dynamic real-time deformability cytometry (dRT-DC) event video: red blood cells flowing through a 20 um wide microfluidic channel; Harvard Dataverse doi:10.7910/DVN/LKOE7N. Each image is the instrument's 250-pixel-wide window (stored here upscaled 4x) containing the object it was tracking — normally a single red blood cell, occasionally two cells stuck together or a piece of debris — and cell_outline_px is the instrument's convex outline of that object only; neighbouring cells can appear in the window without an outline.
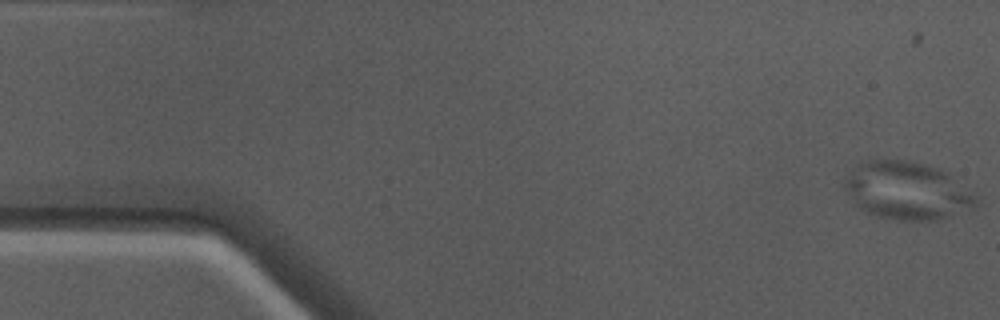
{"species": "Egyptian fruit bat (a non-hibernating species)", "species_latin": "Rousettus aegyptiacus", "temperature_condition": "warm", "stored_images_in_passage": 50, "camera_frame_rate_fps": 3000, "um_per_image_px": 0.085, "animal": {"sex": "male"}, "frame": {"image": 1, "passage_image": 1, "time_ms": 0.0, "image_size_px": [1000, 320], "cell_outline_px": [[976, 208], [936, 220], [896, 220], [876, 216], [864, 212], [848, 196], [844, 188], [844, 180], [860, 160], [904, 160], [924, 164], [940, 168], [972, 192], [976, 196]], "centroid_in_image_um": [77.07, 16.22], "position_along_channel_um": 7.9, "area_um2": 44.27}}
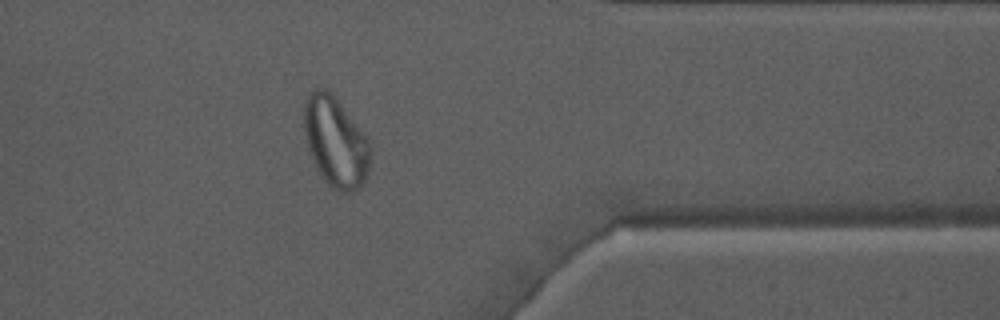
{"frame": {"image": 2, "passage_image": 40, "time_ms": 13.0, "image_size_px": [1000, 320], "cell_outline_px": [[372, 152], [368, 176], [352, 192], [336, 192], [324, 180], [308, 148], [304, 132], [304, 100], [308, 92], [312, 88], [328, 88], [368, 140], [372, 148]], "centroid_in_image_um": [28.52, 12.04], "position_along_channel_um": 382.9, "area_um2": 34.68}}